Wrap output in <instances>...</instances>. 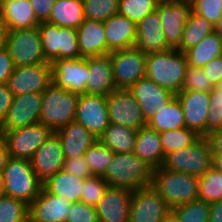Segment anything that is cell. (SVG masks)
Segmentation results:
<instances>
[{"instance_id": "cell-52", "label": "cell", "mask_w": 222, "mask_h": 222, "mask_svg": "<svg viewBox=\"0 0 222 222\" xmlns=\"http://www.w3.org/2000/svg\"><path fill=\"white\" fill-rule=\"evenodd\" d=\"M14 95L6 83H0V124L6 118L8 110L13 102Z\"/></svg>"}, {"instance_id": "cell-58", "label": "cell", "mask_w": 222, "mask_h": 222, "mask_svg": "<svg viewBox=\"0 0 222 222\" xmlns=\"http://www.w3.org/2000/svg\"><path fill=\"white\" fill-rule=\"evenodd\" d=\"M214 32L222 38V16L217 24L214 26Z\"/></svg>"}, {"instance_id": "cell-27", "label": "cell", "mask_w": 222, "mask_h": 222, "mask_svg": "<svg viewBox=\"0 0 222 222\" xmlns=\"http://www.w3.org/2000/svg\"><path fill=\"white\" fill-rule=\"evenodd\" d=\"M76 30L78 48L83 58L106 55V33L103 22L84 19Z\"/></svg>"}, {"instance_id": "cell-53", "label": "cell", "mask_w": 222, "mask_h": 222, "mask_svg": "<svg viewBox=\"0 0 222 222\" xmlns=\"http://www.w3.org/2000/svg\"><path fill=\"white\" fill-rule=\"evenodd\" d=\"M213 154L222 153V129L210 132L205 136Z\"/></svg>"}, {"instance_id": "cell-35", "label": "cell", "mask_w": 222, "mask_h": 222, "mask_svg": "<svg viewBox=\"0 0 222 222\" xmlns=\"http://www.w3.org/2000/svg\"><path fill=\"white\" fill-rule=\"evenodd\" d=\"M212 32H214V25L192 11L188 21L185 23L181 44L177 50L185 53L198 45L201 40Z\"/></svg>"}, {"instance_id": "cell-56", "label": "cell", "mask_w": 222, "mask_h": 222, "mask_svg": "<svg viewBox=\"0 0 222 222\" xmlns=\"http://www.w3.org/2000/svg\"><path fill=\"white\" fill-rule=\"evenodd\" d=\"M8 28L0 14V49L6 48Z\"/></svg>"}, {"instance_id": "cell-13", "label": "cell", "mask_w": 222, "mask_h": 222, "mask_svg": "<svg viewBox=\"0 0 222 222\" xmlns=\"http://www.w3.org/2000/svg\"><path fill=\"white\" fill-rule=\"evenodd\" d=\"M167 44L177 49L181 44L185 23L192 12L191 0H175L157 6Z\"/></svg>"}, {"instance_id": "cell-5", "label": "cell", "mask_w": 222, "mask_h": 222, "mask_svg": "<svg viewBox=\"0 0 222 222\" xmlns=\"http://www.w3.org/2000/svg\"><path fill=\"white\" fill-rule=\"evenodd\" d=\"M3 194L30 205L41 193L43 183L35 174L31 162L26 159L9 158L3 171Z\"/></svg>"}, {"instance_id": "cell-9", "label": "cell", "mask_w": 222, "mask_h": 222, "mask_svg": "<svg viewBox=\"0 0 222 222\" xmlns=\"http://www.w3.org/2000/svg\"><path fill=\"white\" fill-rule=\"evenodd\" d=\"M0 131L5 136L9 156L29 161L37 149L53 133L48 126L41 122L14 130Z\"/></svg>"}, {"instance_id": "cell-11", "label": "cell", "mask_w": 222, "mask_h": 222, "mask_svg": "<svg viewBox=\"0 0 222 222\" xmlns=\"http://www.w3.org/2000/svg\"><path fill=\"white\" fill-rule=\"evenodd\" d=\"M109 123L139 130L147 125L141 107L129 89H116L106 96Z\"/></svg>"}, {"instance_id": "cell-15", "label": "cell", "mask_w": 222, "mask_h": 222, "mask_svg": "<svg viewBox=\"0 0 222 222\" xmlns=\"http://www.w3.org/2000/svg\"><path fill=\"white\" fill-rule=\"evenodd\" d=\"M51 66L52 82L56 86L78 95L85 93L89 76L86 58L58 59Z\"/></svg>"}, {"instance_id": "cell-38", "label": "cell", "mask_w": 222, "mask_h": 222, "mask_svg": "<svg viewBox=\"0 0 222 222\" xmlns=\"http://www.w3.org/2000/svg\"><path fill=\"white\" fill-rule=\"evenodd\" d=\"M210 203L197 199L171 209L178 222H209Z\"/></svg>"}, {"instance_id": "cell-51", "label": "cell", "mask_w": 222, "mask_h": 222, "mask_svg": "<svg viewBox=\"0 0 222 222\" xmlns=\"http://www.w3.org/2000/svg\"><path fill=\"white\" fill-rule=\"evenodd\" d=\"M15 66L6 48L0 49V83H6Z\"/></svg>"}, {"instance_id": "cell-2", "label": "cell", "mask_w": 222, "mask_h": 222, "mask_svg": "<svg viewBox=\"0 0 222 222\" xmlns=\"http://www.w3.org/2000/svg\"><path fill=\"white\" fill-rule=\"evenodd\" d=\"M187 65L185 53L174 48L149 53L146 59L145 76L177 95L182 91Z\"/></svg>"}, {"instance_id": "cell-34", "label": "cell", "mask_w": 222, "mask_h": 222, "mask_svg": "<svg viewBox=\"0 0 222 222\" xmlns=\"http://www.w3.org/2000/svg\"><path fill=\"white\" fill-rule=\"evenodd\" d=\"M185 55L188 65L202 68L211 60L222 55V38L212 32L201 40L198 45L187 50Z\"/></svg>"}, {"instance_id": "cell-39", "label": "cell", "mask_w": 222, "mask_h": 222, "mask_svg": "<svg viewBox=\"0 0 222 222\" xmlns=\"http://www.w3.org/2000/svg\"><path fill=\"white\" fill-rule=\"evenodd\" d=\"M83 156L92 174L95 176H103L113 159L114 152L97 140L85 151Z\"/></svg>"}, {"instance_id": "cell-6", "label": "cell", "mask_w": 222, "mask_h": 222, "mask_svg": "<svg viewBox=\"0 0 222 222\" xmlns=\"http://www.w3.org/2000/svg\"><path fill=\"white\" fill-rule=\"evenodd\" d=\"M162 167L198 177L204 175L213 168V153L208 140L200 137L191 146L167 154Z\"/></svg>"}, {"instance_id": "cell-22", "label": "cell", "mask_w": 222, "mask_h": 222, "mask_svg": "<svg viewBox=\"0 0 222 222\" xmlns=\"http://www.w3.org/2000/svg\"><path fill=\"white\" fill-rule=\"evenodd\" d=\"M132 191L108 187L95 206L98 222H129Z\"/></svg>"}, {"instance_id": "cell-26", "label": "cell", "mask_w": 222, "mask_h": 222, "mask_svg": "<svg viewBox=\"0 0 222 222\" xmlns=\"http://www.w3.org/2000/svg\"><path fill=\"white\" fill-rule=\"evenodd\" d=\"M55 133L60 139L65 158L83 156L85 151L98 140L96 136L76 121L61 127Z\"/></svg>"}, {"instance_id": "cell-21", "label": "cell", "mask_w": 222, "mask_h": 222, "mask_svg": "<svg viewBox=\"0 0 222 222\" xmlns=\"http://www.w3.org/2000/svg\"><path fill=\"white\" fill-rule=\"evenodd\" d=\"M72 203L42 188L29 205V222H66Z\"/></svg>"}, {"instance_id": "cell-33", "label": "cell", "mask_w": 222, "mask_h": 222, "mask_svg": "<svg viewBox=\"0 0 222 222\" xmlns=\"http://www.w3.org/2000/svg\"><path fill=\"white\" fill-rule=\"evenodd\" d=\"M137 130L110 123L98 140L114 153L134 151Z\"/></svg>"}, {"instance_id": "cell-31", "label": "cell", "mask_w": 222, "mask_h": 222, "mask_svg": "<svg viewBox=\"0 0 222 222\" xmlns=\"http://www.w3.org/2000/svg\"><path fill=\"white\" fill-rule=\"evenodd\" d=\"M154 112L155 115L147 122V125L158 133L186 126L183 107L177 96Z\"/></svg>"}, {"instance_id": "cell-12", "label": "cell", "mask_w": 222, "mask_h": 222, "mask_svg": "<svg viewBox=\"0 0 222 222\" xmlns=\"http://www.w3.org/2000/svg\"><path fill=\"white\" fill-rule=\"evenodd\" d=\"M171 208L151 186L132 191L129 222H163Z\"/></svg>"}, {"instance_id": "cell-37", "label": "cell", "mask_w": 222, "mask_h": 222, "mask_svg": "<svg viewBox=\"0 0 222 222\" xmlns=\"http://www.w3.org/2000/svg\"><path fill=\"white\" fill-rule=\"evenodd\" d=\"M198 199L206 203L222 201V171L213 167L199 177Z\"/></svg>"}, {"instance_id": "cell-1", "label": "cell", "mask_w": 222, "mask_h": 222, "mask_svg": "<svg viewBox=\"0 0 222 222\" xmlns=\"http://www.w3.org/2000/svg\"><path fill=\"white\" fill-rule=\"evenodd\" d=\"M154 168L133 152L114 153L102 178L110 187L135 191L152 185Z\"/></svg>"}, {"instance_id": "cell-29", "label": "cell", "mask_w": 222, "mask_h": 222, "mask_svg": "<svg viewBox=\"0 0 222 222\" xmlns=\"http://www.w3.org/2000/svg\"><path fill=\"white\" fill-rule=\"evenodd\" d=\"M0 14L8 31L33 28L40 24L29 0H4Z\"/></svg>"}, {"instance_id": "cell-40", "label": "cell", "mask_w": 222, "mask_h": 222, "mask_svg": "<svg viewBox=\"0 0 222 222\" xmlns=\"http://www.w3.org/2000/svg\"><path fill=\"white\" fill-rule=\"evenodd\" d=\"M0 222H29V205L11 196L0 195Z\"/></svg>"}, {"instance_id": "cell-45", "label": "cell", "mask_w": 222, "mask_h": 222, "mask_svg": "<svg viewBox=\"0 0 222 222\" xmlns=\"http://www.w3.org/2000/svg\"><path fill=\"white\" fill-rule=\"evenodd\" d=\"M215 86L204 74L202 68L187 65L185 81L182 90L211 92Z\"/></svg>"}, {"instance_id": "cell-50", "label": "cell", "mask_w": 222, "mask_h": 222, "mask_svg": "<svg viewBox=\"0 0 222 222\" xmlns=\"http://www.w3.org/2000/svg\"><path fill=\"white\" fill-rule=\"evenodd\" d=\"M204 74L211 80L214 86L222 82V55L211 60L202 67Z\"/></svg>"}, {"instance_id": "cell-24", "label": "cell", "mask_w": 222, "mask_h": 222, "mask_svg": "<svg viewBox=\"0 0 222 222\" xmlns=\"http://www.w3.org/2000/svg\"><path fill=\"white\" fill-rule=\"evenodd\" d=\"M103 24L106 33V54L135 46L136 23L125 16L116 14L103 22Z\"/></svg>"}, {"instance_id": "cell-10", "label": "cell", "mask_w": 222, "mask_h": 222, "mask_svg": "<svg viewBox=\"0 0 222 222\" xmlns=\"http://www.w3.org/2000/svg\"><path fill=\"white\" fill-rule=\"evenodd\" d=\"M116 89H129L145 77L146 53L135 47L110 52Z\"/></svg>"}, {"instance_id": "cell-61", "label": "cell", "mask_w": 222, "mask_h": 222, "mask_svg": "<svg viewBox=\"0 0 222 222\" xmlns=\"http://www.w3.org/2000/svg\"><path fill=\"white\" fill-rule=\"evenodd\" d=\"M158 3H166V2H171L175 0H156Z\"/></svg>"}, {"instance_id": "cell-28", "label": "cell", "mask_w": 222, "mask_h": 222, "mask_svg": "<svg viewBox=\"0 0 222 222\" xmlns=\"http://www.w3.org/2000/svg\"><path fill=\"white\" fill-rule=\"evenodd\" d=\"M133 153L154 169L162 166L165 156L159 133L148 125L139 129Z\"/></svg>"}, {"instance_id": "cell-41", "label": "cell", "mask_w": 222, "mask_h": 222, "mask_svg": "<svg viewBox=\"0 0 222 222\" xmlns=\"http://www.w3.org/2000/svg\"><path fill=\"white\" fill-rule=\"evenodd\" d=\"M156 0H119L118 14L138 24L140 20L157 10Z\"/></svg>"}, {"instance_id": "cell-62", "label": "cell", "mask_w": 222, "mask_h": 222, "mask_svg": "<svg viewBox=\"0 0 222 222\" xmlns=\"http://www.w3.org/2000/svg\"><path fill=\"white\" fill-rule=\"evenodd\" d=\"M3 4H4V0H0V13H1V10L3 8Z\"/></svg>"}, {"instance_id": "cell-20", "label": "cell", "mask_w": 222, "mask_h": 222, "mask_svg": "<svg viewBox=\"0 0 222 222\" xmlns=\"http://www.w3.org/2000/svg\"><path fill=\"white\" fill-rule=\"evenodd\" d=\"M129 91L140 105L142 115L146 122L155 115L154 111L156 109L167 105L176 96L146 76L132 85Z\"/></svg>"}, {"instance_id": "cell-7", "label": "cell", "mask_w": 222, "mask_h": 222, "mask_svg": "<svg viewBox=\"0 0 222 222\" xmlns=\"http://www.w3.org/2000/svg\"><path fill=\"white\" fill-rule=\"evenodd\" d=\"M6 49L15 67L51 64L44 55L38 26L8 31Z\"/></svg>"}, {"instance_id": "cell-30", "label": "cell", "mask_w": 222, "mask_h": 222, "mask_svg": "<svg viewBox=\"0 0 222 222\" xmlns=\"http://www.w3.org/2000/svg\"><path fill=\"white\" fill-rule=\"evenodd\" d=\"M84 179L61 170L43 183V188L70 203L81 201Z\"/></svg>"}, {"instance_id": "cell-17", "label": "cell", "mask_w": 222, "mask_h": 222, "mask_svg": "<svg viewBox=\"0 0 222 222\" xmlns=\"http://www.w3.org/2000/svg\"><path fill=\"white\" fill-rule=\"evenodd\" d=\"M42 93H26L14 96L0 130H14L40 122Z\"/></svg>"}, {"instance_id": "cell-44", "label": "cell", "mask_w": 222, "mask_h": 222, "mask_svg": "<svg viewBox=\"0 0 222 222\" xmlns=\"http://www.w3.org/2000/svg\"><path fill=\"white\" fill-rule=\"evenodd\" d=\"M207 113V134L222 129V82L210 92V107Z\"/></svg>"}, {"instance_id": "cell-8", "label": "cell", "mask_w": 222, "mask_h": 222, "mask_svg": "<svg viewBox=\"0 0 222 222\" xmlns=\"http://www.w3.org/2000/svg\"><path fill=\"white\" fill-rule=\"evenodd\" d=\"M44 55L49 63L58 59L81 58L77 41V30L59 27L48 22L38 26Z\"/></svg>"}, {"instance_id": "cell-43", "label": "cell", "mask_w": 222, "mask_h": 222, "mask_svg": "<svg viewBox=\"0 0 222 222\" xmlns=\"http://www.w3.org/2000/svg\"><path fill=\"white\" fill-rule=\"evenodd\" d=\"M108 187L109 185L102 176L93 175L90 178L84 179L81 202L95 207L102 199Z\"/></svg>"}, {"instance_id": "cell-57", "label": "cell", "mask_w": 222, "mask_h": 222, "mask_svg": "<svg viewBox=\"0 0 222 222\" xmlns=\"http://www.w3.org/2000/svg\"><path fill=\"white\" fill-rule=\"evenodd\" d=\"M213 167L218 171H222V153L213 154Z\"/></svg>"}, {"instance_id": "cell-55", "label": "cell", "mask_w": 222, "mask_h": 222, "mask_svg": "<svg viewBox=\"0 0 222 222\" xmlns=\"http://www.w3.org/2000/svg\"><path fill=\"white\" fill-rule=\"evenodd\" d=\"M209 222H222V201L210 203Z\"/></svg>"}, {"instance_id": "cell-32", "label": "cell", "mask_w": 222, "mask_h": 222, "mask_svg": "<svg viewBox=\"0 0 222 222\" xmlns=\"http://www.w3.org/2000/svg\"><path fill=\"white\" fill-rule=\"evenodd\" d=\"M84 19L83 0H55L47 22L59 27L77 29Z\"/></svg>"}, {"instance_id": "cell-14", "label": "cell", "mask_w": 222, "mask_h": 222, "mask_svg": "<svg viewBox=\"0 0 222 222\" xmlns=\"http://www.w3.org/2000/svg\"><path fill=\"white\" fill-rule=\"evenodd\" d=\"M51 83V64L15 67L6 82L14 96L33 92L43 93Z\"/></svg>"}, {"instance_id": "cell-46", "label": "cell", "mask_w": 222, "mask_h": 222, "mask_svg": "<svg viewBox=\"0 0 222 222\" xmlns=\"http://www.w3.org/2000/svg\"><path fill=\"white\" fill-rule=\"evenodd\" d=\"M192 11L216 25L222 16V0H191Z\"/></svg>"}, {"instance_id": "cell-16", "label": "cell", "mask_w": 222, "mask_h": 222, "mask_svg": "<svg viewBox=\"0 0 222 222\" xmlns=\"http://www.w3.org/2000/svg\"><path fill=\"white\" fill-rule=\"evenodd\" d=\"M75 121L99 138L109 126L106 96L79 95Z\"/></svg>"}, {"instance_id": "cell-47", "label": "cell", "mask_w": 222, "mask_h": 222, "mask_svg": "<svg viewBox=\"0 0 222 222\" xmlns=\"http://www.w3.org/2000/svg\"><path fill=\"white\" fill-rule=\"evenodd\" d=\"M66 222H98L96 208L81 201L74 202Z\"/></svg>"}, {"instance_id": "cell-19", "label": "cell", "mask_w": 222, "mask_h": 222, "mask_svg": "<svg viewBox=\"0 0 222 222\" xmlns=\"http://www.w3.org/2000/svg\"><path fill=\"white\" fill-rule=\"evenodd\" d=\"M64 159L60 139L53 132L37 149L30 162L35 174L44 183L54 174L63 170Z\"/></svg>"}, {"instance_id": "cell-60", "label": "cell", "mask_w": 222, "mask_h": 222, "mask_svg": "<svg viewBox=\"0 0 222 222\" xmlns=\"http://www.w3.org/2000/svg\"><path fill=\"white\" fill-rule=\"evenodd\" d=\"M163 222H178L176 217L171 213Z\"/></svg>"}, {"instance_id": "cell-49", "label": "cell", "mask_w": 222, "mask_h": 222, "mask_svg": "<svg viewBox=\"0 0 222 222\" xmlns=\"http://www.w3.org/2000/svg\"><path fill=\"white\" fill-rule=\"evenodd\" d=\"M37 20L47 22L51 15L55 0H29Z\"/></svg>"}, {"instance_id": "cell-3", "label": "cell", "mask_w": 222, "mask_h": 222, "mask_svg": "<svg viewBox=\"0 0 222 222\" xmlns=\"http://www.w3.org/2000/svg\"><path fill=\"white\" fill-rule=\"evenodd\" d=\"M152 187L173 209L198 199L199 177L160 166L154 169Z\"/></svg>"}, {"instance_id": "cell-25", "label": "cell", "mask_w": 222, "mask_h": 222, "mask_svg": "<svg viewBox=\"0 0 222 222\" xmlns=\"http://www.w3.org/2000/svg\"><path fill=\"white\" fill-rule=\"evenodd\" d=\"M86 61L89 65L86 94L107 96L116 90L110 54L87 57Z\"/></svg>"}, {"instance_id": "cell-59", "label": "cell", "mask_w": 222, "mask_h": 222, "mask_svg": "<svg viewBox=\"0 0 222 222\" xmlns=\"http://www.w3.org/2000/svg\"><path fill=\"white\" fill-rule=\"evenodd\" d=\"M4 190V179H3V173H0V195L3 194Z\"/></svg>"}, {"instance_id": "cell-54", "label": "cell", "mask_w": 222, "mask_h": 222, "mask_svg": "<svg viewBox=\"0 0 222 222\" xmlns=\"http://www.w3.org/2000/svg\"><path fill=\"white\" fill-rule=\"evenodd\" d=\"M9 158L6 139L3 132L0 131V173H3Z\"/></svg>"}, {"instance_id": "cell-42", "label": "cell", "mask_w": 222, "mask_h": 222, "mask_svg": "<svg viewBox=\"0 0 222 222\" xmlns=\"http://www.w3.org/2000/svg\"><path fill=\"white\" fill-rule=\"evenodd\" d=\"M84 18L105 22L118 14L119 0H83Z\"/></svg>"}, {"instance_id": "cell-18", "label": "cell", "mask_w": 222, "mask_h": 222, "mask_svg": "<svg viewBox=\"0 0 222 222\" xmlns=\"http://www.w3.org/2000/svg\"><path fill=\"white\" fill-rule=\"evenodd\" d=\"M176 96L183 107L186 127L195 131L199 136L205 137L210 92L182 90Z\"/></svg>"}, {"instance_id": "cell-36", "label": "cell", "mask_w": 222, "mask_h": 222, "mask_svg": "<svg viewBox=\"0 0 222 222\" xmlns=\"http://www.w3.org/2000/svg\"><path fill=\"white\" fill-rule=\"evenodd\" d=\"M164 156L187 148L194 144L201 136L186 126L176 130H167L159 133Z\"/></svg>"}, {"instance_id": "cell-48", "label": "cell", "mask_w": 222, "mask_h": 222, "mask_svg": "<svg viewBox=\"0 0 222 222\" xmlns=\"http://www.w3.org/2000/svg\"><path fill=\"white\" fill-rule=\"evenodd\" d=\"M63 170L79 178H90L93 176L91 169L84 156L65 158Z\"/></svg>"}, {"instance_id": "cell-23", "label": "cell", "mask_w": 222, "mask_h": 222, "mask_svg": "<svg viewBox=\"0 0 222 222\" xmlns=\"http://www.w3.org/2000/svg\"><path fill=\"white\" fill-rule=\"evenodd\" d=\"M134 47L146 54L162 52L171 48L166 42L162 21L157 10L138 22Z\"/></svg>"}, {"instance_id": "cell-4", "label": "cell", "mask_w": 222, "mask_h": 222, "mask_svg": "<svg viewBox=\"0 0 222 222\" xmlns=\"http://www.w3.org/2000/svg\"><path fill=\"white\" fill-rule=\"evenodd\" d=\"M79 95L56 86L53 82L43 91L40 122L53 132L75 121Z\"/></svg>"}]
</instances>
